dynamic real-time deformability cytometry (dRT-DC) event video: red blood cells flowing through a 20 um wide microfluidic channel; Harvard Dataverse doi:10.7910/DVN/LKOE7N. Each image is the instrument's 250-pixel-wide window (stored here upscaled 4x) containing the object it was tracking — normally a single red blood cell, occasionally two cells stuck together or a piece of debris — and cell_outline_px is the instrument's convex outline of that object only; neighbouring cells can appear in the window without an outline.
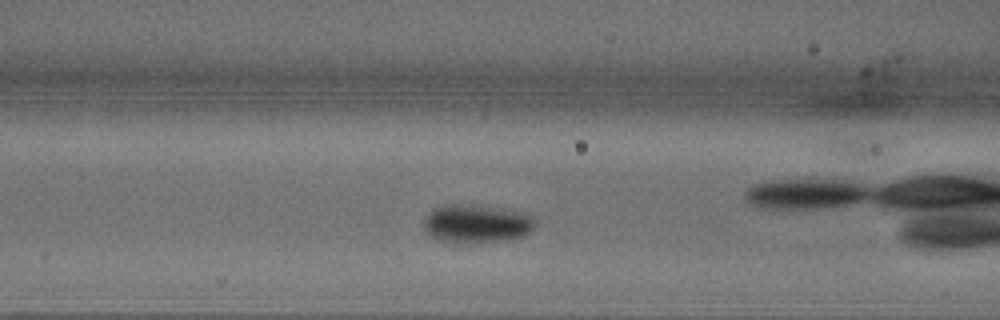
{"species": "common noctule bat (a hibernating species)", "species_latin": "Nyctalus noctula", "temperature_condition": "warm", "stored_images_in_passage": 51, "camera_frame_rate_fps": 3000, "um_per_image_px": 0.085, "animal": {"sex": "male", "body_mass_g": 18.8}, "frame": {"image": 1, "passage_image": 18, "time_ms": 5.667, "image_size_px": [1000, 320], "cell_outline_px": [[536, 224], [532, 232], [524, 236], [512, 240], [476, 244], [456, 244], [436, 240], [424, 228], [424, 216], [428, 212], [444, 204], [460, 204], [492, 208], [516, 212], [532, 216], [536, 220]], "centroid_in_image_um": [40.49, 19.08], "position_along_channel_um": 126.1, "area_um2": 25.32}, "authors_computed_cell_mechanics": {"area_um2": 25.3164, "velocity_mm_per_s": 3.7471, "shape_relaxation_time_tau1_ms": 3.5175, "shape_relaxation_time_tau2_ms": null, "deformation_change_tau1": 0.0761, "deformation_change_tau2": null}}